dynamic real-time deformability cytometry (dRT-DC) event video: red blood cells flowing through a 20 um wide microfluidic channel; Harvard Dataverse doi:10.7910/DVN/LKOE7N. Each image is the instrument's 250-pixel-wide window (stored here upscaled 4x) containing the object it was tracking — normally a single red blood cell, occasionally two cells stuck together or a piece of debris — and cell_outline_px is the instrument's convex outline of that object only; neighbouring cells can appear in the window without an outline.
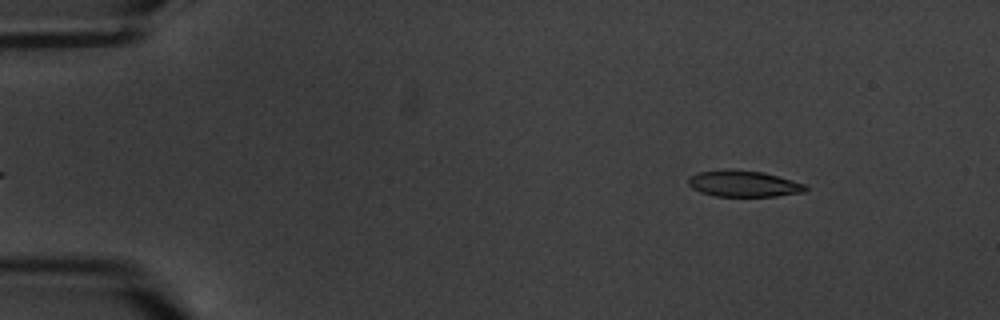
{"species": "common noctule bat (a hibernating species)", "species_latin": "Nyctalus noctula", "temperature_condition": "warm", "stored_images_in_passage": 5, "camera_frame_rate_fps": 3000, "um_per_image_px": 0.085, "animal": {"sex": "male", "body_mass_g": 20.1, "forearm_length_mm": 53.5}, "frame": {"image": 1, "passage_image": 5, "time_ms": 5.667, "image_size_px": [1000, 320], "cell_outline_px": [[808, 188], [804, 192], [776, 196], [716, 196], [700, 192], [692, 188], [688, 184], [688, 180], [692, 176], [700, 172], [764, 172], [804, 184]], "centroid_in_image_um": [63.25, 15.67], "position_along_channel_um": 21.7, "area_um2": 16.94}}